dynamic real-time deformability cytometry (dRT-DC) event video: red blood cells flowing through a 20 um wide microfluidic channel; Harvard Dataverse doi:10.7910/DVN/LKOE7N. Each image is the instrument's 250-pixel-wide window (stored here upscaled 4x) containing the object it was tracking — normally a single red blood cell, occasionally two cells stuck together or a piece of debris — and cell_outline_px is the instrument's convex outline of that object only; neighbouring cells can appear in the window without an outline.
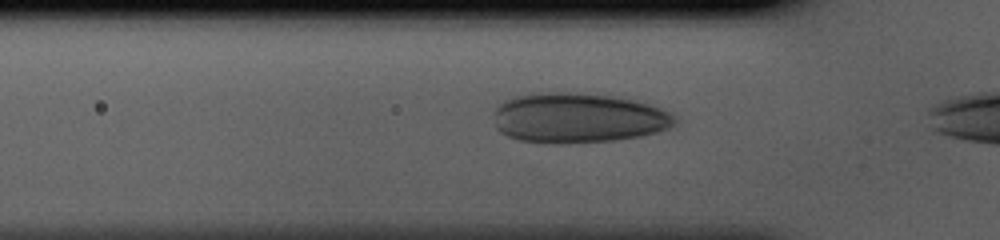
{"species": "human", "species_latin": "Homo sapiens", "temperature_condition": "cold", "stored_images_in_passage": 5, "camera_frame_rate_fps": 3000, "um_per_image_px": 0.085, "donor": {"sex": "male"}, "frame": {"image": 1, "passage_image": 3, "time_ms": 0.667, "image_size_px": [1000, 240], "cell_outline_px": [[676, 124], [668, 128], [656, 132], [640, 136], [616, 140], [560, 144], [544, 144], [520, 140], [508, 136], [500, 132], [496, 128], [496, 108], [504, 100], [516, 96], [548, 92], [568, 92], [612, 96], [632, 100], [648, 104], [660, 108], [668, 112], [676, 120]], "centroid_in_image_um": [49.12, 10.04], "position_along_channel_um": 76.7, "area_um2": 52.54}}